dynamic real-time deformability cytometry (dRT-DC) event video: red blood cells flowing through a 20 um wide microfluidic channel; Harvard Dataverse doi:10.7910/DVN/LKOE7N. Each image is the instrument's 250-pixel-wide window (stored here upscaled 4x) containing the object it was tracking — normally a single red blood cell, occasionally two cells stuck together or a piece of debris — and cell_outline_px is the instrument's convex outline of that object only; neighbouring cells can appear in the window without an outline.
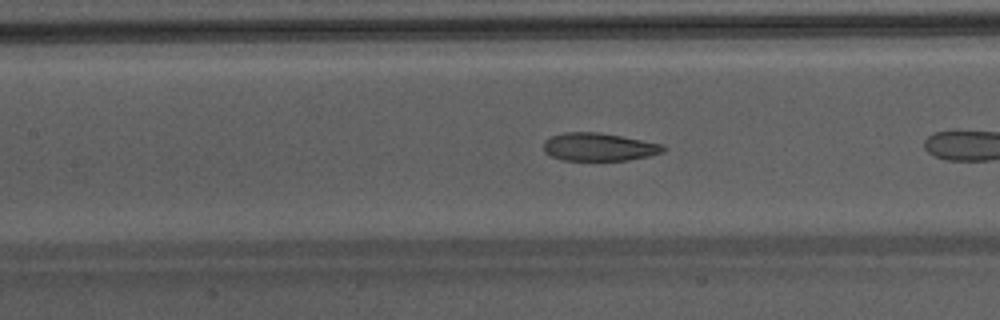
{"species": "Egyptian fruit bat (a non-hibernating species)", "species_latin": "Rousettus aegyptiacus", "temperature_condition": "warm", "stored_images_in_passage": 8, "camera_frame_rate_fps": 3000, "um_per_image_px": 0.085, "animal": {"sex": "male"}, "frame": {"image": 1, "passage_image": 7, "time_ms": 2.0, "image_size_px": [1000, 320], "cell_outline_px": [[668, 148], [664, 152], [648, 156], [628, 160], [564, 160], [552, 156], [544, 152], [544, 140], [552, 136], [564, 132], [596, 132], [620, 136], [664, 144]], "centroid_in_image_um": [50.93, 12.49], "position_along_channel_um": 156.5, "area_um2": 19.48}}